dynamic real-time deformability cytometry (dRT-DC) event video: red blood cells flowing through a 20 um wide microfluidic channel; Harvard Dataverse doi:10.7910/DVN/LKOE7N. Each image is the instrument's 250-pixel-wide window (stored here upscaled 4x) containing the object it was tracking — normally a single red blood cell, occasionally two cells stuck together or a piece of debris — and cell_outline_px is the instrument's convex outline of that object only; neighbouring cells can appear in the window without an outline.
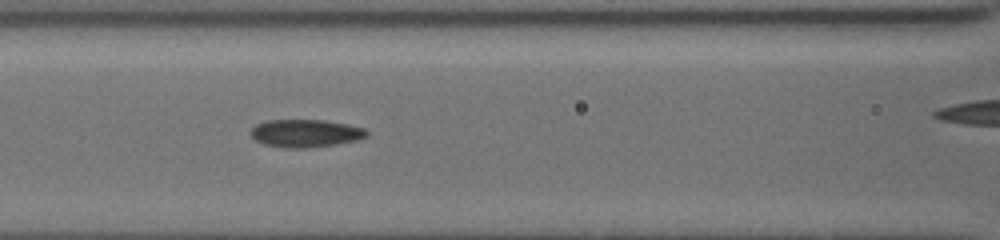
{"species": "common noctule bat (a hibernating species)", "species_latin": "Nyctalus noctula", "temperature_condition": "cold", "stored_images_in_passage": 11, "segment_of_instrument_passage": [1, 2], "camera_frame_rate_fps": 3000, "um_per_image_px": 0.085, "animal": {"sex": "female", "body_mass_g": 19.5, "forearm_length_mm": 54.1}, "frame": {"image": 1, "passage_image": 10, "time_ms": 6.0, "image_size_px": [1000, 240], "cell_outline_px": [[368, 136], [356, 140], [332, 144], [304, 148], [284, 148], [264, 144], [256, 140], [248, 132], [256, 124], [268, 120], [320, 120], [348, 124], [364, 128], [368, 132]], "centroid_in_image_um": [25.93, 11.32], "position_along_channel_um": 140.7, "area_um2": 18.61}}